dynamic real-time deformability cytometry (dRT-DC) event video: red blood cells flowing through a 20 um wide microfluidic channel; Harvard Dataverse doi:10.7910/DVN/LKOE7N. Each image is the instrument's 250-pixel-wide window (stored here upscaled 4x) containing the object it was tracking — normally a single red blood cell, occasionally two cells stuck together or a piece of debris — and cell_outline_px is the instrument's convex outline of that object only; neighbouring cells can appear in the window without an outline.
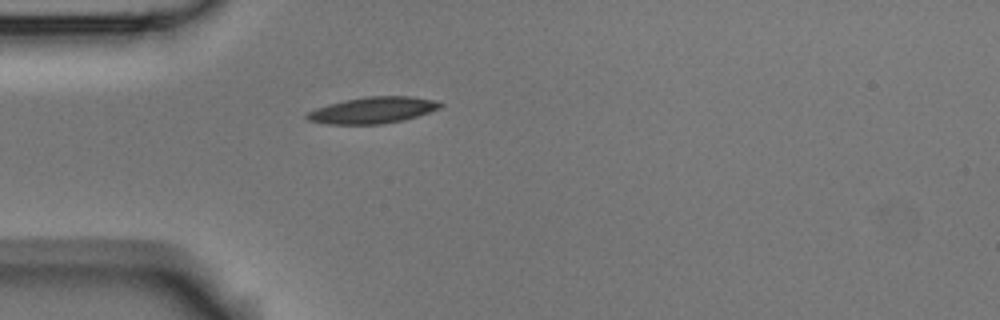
{"species": "Egyptian fruit bat (a non-hibernating species)", "species_latin": "Rousettus aegyptiacus", "temperature_condition": "room temperature", "stored_images_in_passage": 4, "camera_frame_rate_fps": 3000, "um_per_image_px": 0.085, "animal": {"sex": "male"}, "frame": {"image": 1, "passage_image": 4, "time_ms": 4.667, "image_size_px": [1000, 320], "cell_outline_px": [[444, 104], [440, 108], [416, 116], [400, 120], [380, 124], [328, 124], [308, 120], [304, 116], [308, 112], [316, 108], [328, 104], [344, 100], [368, 96], [412, 96], [436, 100]], "centroid_in_image_um": [31.68, 9.35], "position_along_channel_um": 53.3, "area_um2": 20.35}}